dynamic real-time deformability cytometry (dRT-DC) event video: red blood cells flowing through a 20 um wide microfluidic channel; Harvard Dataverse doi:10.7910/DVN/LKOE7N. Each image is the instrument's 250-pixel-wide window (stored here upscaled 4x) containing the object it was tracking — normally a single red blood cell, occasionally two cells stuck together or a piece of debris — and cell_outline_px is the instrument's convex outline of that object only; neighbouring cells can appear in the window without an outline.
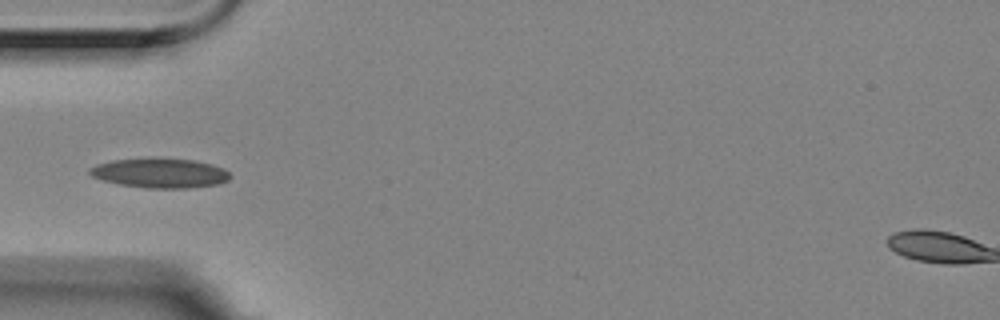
{"species": "Egyptian fruit bat (a non-hibernating species)", "species_latin": "Rousettus aegyptiacus", "temperature_condition": "room temperature", "stored_images_in_passage": 4, "camera_frame_rate_fps": 3000, "um_per_image_px": 0.085, "animal": {"sex": "female"}, "frame": {"image": 1, "passage_image": 4, "time_ms": 1.0, "image_size_px": [1000, 320], "cell_outline_px": [[232, 176], [228, 180], [220, 184], [188, 188], [144, 188], [120, 184], [100, 180], [92, 176], [88, 172], [88, 168], [96, 164], [112, 160], [152, 156], [160, 156], [196, 160], [212, 164], [224, 168]], "centroid_in_image_um": [13.59, 14.68], "position_along_channel_um": 71.4, "area_um2": 25.14}}